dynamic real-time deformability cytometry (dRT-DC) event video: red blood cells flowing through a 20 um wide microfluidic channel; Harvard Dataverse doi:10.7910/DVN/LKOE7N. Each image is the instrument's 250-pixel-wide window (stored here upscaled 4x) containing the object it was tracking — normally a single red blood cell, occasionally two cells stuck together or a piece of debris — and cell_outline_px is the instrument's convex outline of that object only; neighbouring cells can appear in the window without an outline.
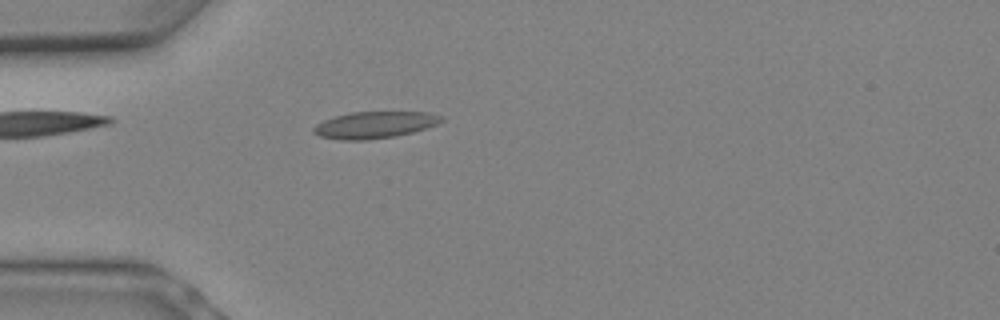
{"species": "Egyptian fruit bat (a non-hibernating species)", "species_latin": "Rousettus aegyptiacus", "temperature_condition": "warm", "stored_images_in_passage": 10, "camera_frame_rate_fps": 3000, "um_per_image_px": 0.085, "animal": {"sex": "female"}, "frame": {"image": 1, "passage_image": 7, "time_ms": 2.0, "image_size_px": [1000, 320], "cell_outline_px": [[444, 120], [436, 124], [412, 132], [396, 136], [368, 140], [340, 140], [320, 136], [312, 132], [312, 128], [316, 124], [324, 120], [336, 116], [352, 112], [428, 112], [444, 116]], "centroid_in_image_um": [31.83, 10.62], "position_along_channel_um": 53.2, "area_um2": 19.88}}
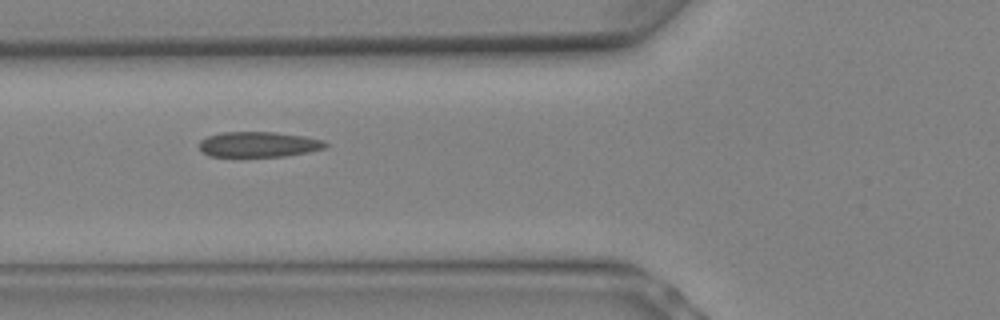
{"frame": {"image": 2, "passage_image": 9, "time_ms": 2.667, "image_size_px": [1000, 320], "cell_outline_px": [[328, 148], [288, 156], [208, 156], [200, 148], [200, 140], [208, 136], [220, 132], [276, 132], [304, 136], [324, 140], [328, 144]], "centroid_in_image_um": [22.04, 12.27], "position_along_channel_um": 103.8, "area_um2": 18.73}}
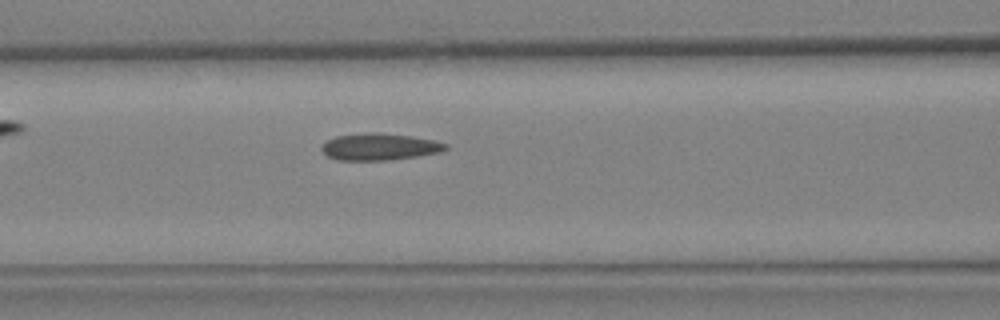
{"frame": {"image": 3, "passage_image": 10, "time_ms": 3.0, "image_size_px": [1000, 320], "cell_outline_px": [[448, 148], [440, 152], [416, 156], [388, 160], [336, 160], [328, 156], [320, 148], [328, 140], [336, 136], [368, 132], [376, 132], [408, 136], [432, 140], [448, 144]], "centroid_in_image_um": [32.24, 12.48], "position_along_channel_um": 134.4, "area_um2": 19.13}}